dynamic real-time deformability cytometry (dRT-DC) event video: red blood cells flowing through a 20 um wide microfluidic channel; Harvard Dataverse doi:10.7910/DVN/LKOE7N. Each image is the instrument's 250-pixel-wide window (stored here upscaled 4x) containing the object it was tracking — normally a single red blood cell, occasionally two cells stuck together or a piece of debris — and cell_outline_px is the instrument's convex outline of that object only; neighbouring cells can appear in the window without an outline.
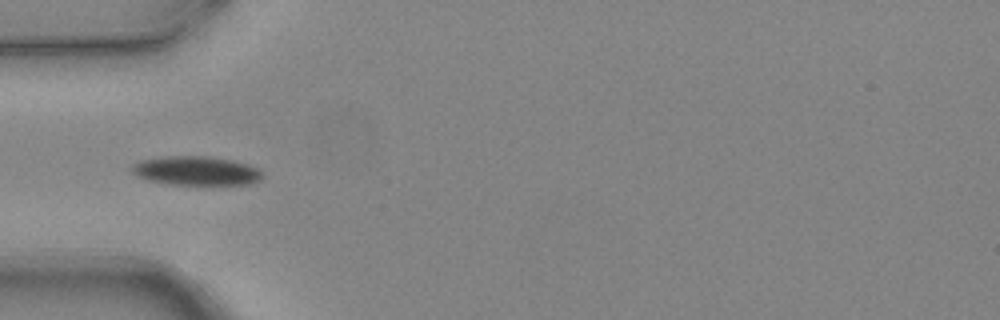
{"species": "common noctule bat (a hibernating species)", "species_latin": "Nyctalus noctula", "temperature_condition": "warm", "stored_images_in_passage": 4, "camera_frame_rate_fps": 3000, "um_per_image_px": 0.085, "animal": {"sex": "female", "body_mass_g": 24.6, "forearm_length_mm": 56.2}, "frame": {"image": 1, "passage_image": 4, "time_ms": 1.0, "image_size_px": [1000, 320], "cell_outline_px": [[264, 176], [260, 180], [252, 184], [168, 184], [148, 180], [136, 176], [132, 172], [132, 164], [140, 160], [160, 156], [208, 156], [232, 160], [248, 164], [256, 168]], "centroid_in_image_um": [16.64, 14.51], "position_along_channel_um": 68.4, "area_um2": 22.14}}